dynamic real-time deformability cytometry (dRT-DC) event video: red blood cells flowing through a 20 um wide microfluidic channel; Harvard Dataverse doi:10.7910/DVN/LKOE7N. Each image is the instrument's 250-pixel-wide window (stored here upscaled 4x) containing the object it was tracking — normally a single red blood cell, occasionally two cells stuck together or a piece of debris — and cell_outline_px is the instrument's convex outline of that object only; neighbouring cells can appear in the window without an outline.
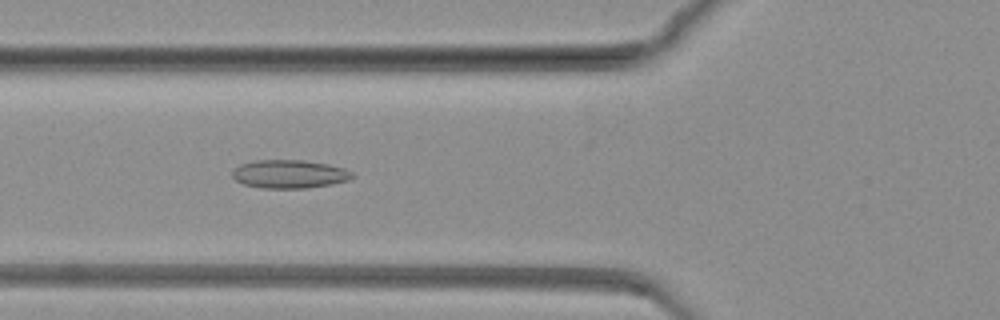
{"species": "common noctule bat (a hibernating species)", "species_latin": "Nyctalus noctula", "temperature_condition": "warm", "stored_images_in_passage": 82, "camera_frame_rate_fps": 3000, "um_per_image_px": 0.085, "animal": {"sex": "female", "body_mass_g": 19.3, "forearm_length_mm": 54.1}, "frame": {"image": 1, "passage_image": 31, "time_ms": 10.0, "image_size_px": [1000, 320], "cell_outline_px": [[356, 176], [348, 180], [332, 184], [308, 188], [260, 188], [244, 184], [236, 180], [232, 176], [232, 172], [240, 164], [252, 160], [304, 160], [328, 164], [344, 168], [352, 172]], "centroid_in_image_um": [24.61, 14.79], "position_along_channel_um": 101.2, "area_um2": 19.94}}
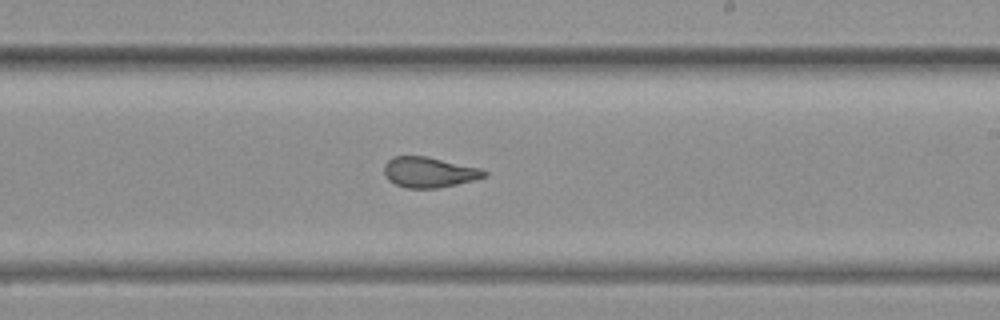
{"frame": {"image": 2, "passage_image": 49, "time_ms": 16.0, "image_size_px": [1000, 320], "cell_outline_px": [[488, 176], [456, 184], [436, 188], [404, 188], [388, 180], [384, 176], [384, 164], [392, 156], [428, 156], [480, 168], [488, 172]], "centroid_in_image_um": [36.45, 14.63], "position_along_channel_um": 252.6, "area_um2": 17.86}}
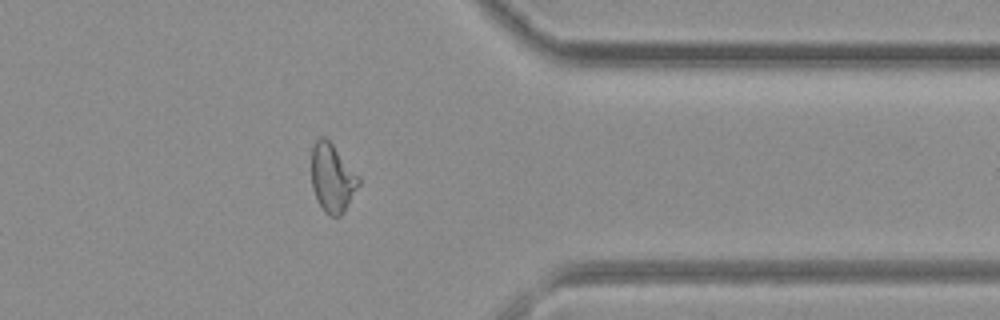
{"frame": {"image": 3, "passage_image": 66, "time_ms": 21.667, "image_size_px": [1000, 320], "cell_outline_px": [[360, 184], [344, 212], [340, 216], [332, 216], [324, 212], [312, 188], [312, 148], [316, 140], [320, 136], [324, 136], [332, 144], [360, 176]], "centroid_in_image_um": [28.26, 15.13], "position_along_channel_um": 383.1, "area_um2": 18.73}}